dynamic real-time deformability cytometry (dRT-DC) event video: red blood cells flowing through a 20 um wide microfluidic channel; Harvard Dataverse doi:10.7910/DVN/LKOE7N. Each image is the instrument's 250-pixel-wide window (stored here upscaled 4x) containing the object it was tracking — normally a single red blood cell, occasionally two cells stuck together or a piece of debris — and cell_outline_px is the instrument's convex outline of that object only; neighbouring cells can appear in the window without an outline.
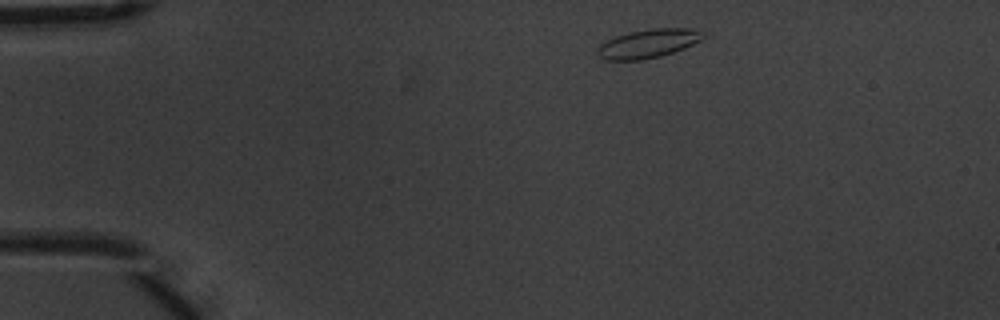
{"species": "common noctule bat (a hibernating species)", "species_latin": "Nyctalus noctula", "temperature_condition": "warm", "stored_images_in_passage": 2, "camera_frame_rate_fps": 3000, "um_per_image_px": 0.085, "animal": {"sex": "male", "body_mass_g": 20.1, "forearm_length_mm": 53.5}, "frame": {"image": 1, "passage_image": 1, "time_ms": 0.0, "image_size_px": [1000, 320], "cell_outline_px": [[704, 36], [700, 40], [684, 48], [660, 56], [640, 60], [604, 60], [596, 52], [596, 48], [604, 40], [628, 32], [652, 28], [688, 28], [704, 32]], "centroid_in_image_um": [55.04, 3.7], "position_along_channel_um": 30.0, "area_um2": 17.69}}